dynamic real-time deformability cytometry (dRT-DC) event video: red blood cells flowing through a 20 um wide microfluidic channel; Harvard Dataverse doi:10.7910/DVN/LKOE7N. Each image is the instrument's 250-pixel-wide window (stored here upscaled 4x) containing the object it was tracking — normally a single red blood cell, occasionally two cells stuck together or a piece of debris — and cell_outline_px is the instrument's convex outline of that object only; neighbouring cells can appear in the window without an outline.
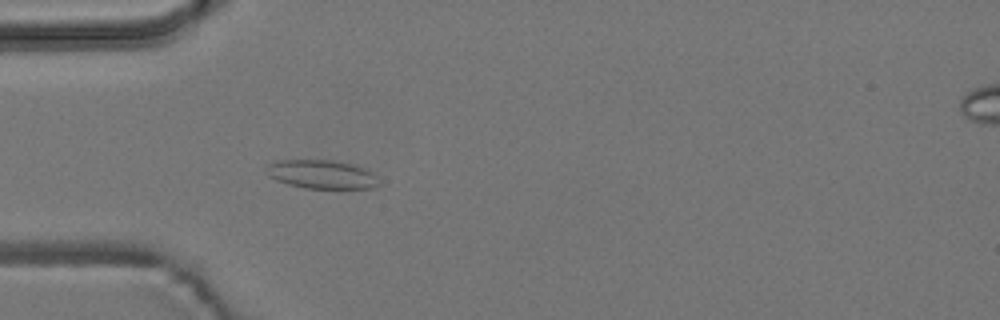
{"species": "common noctule bat (a hibernating species)", "species_latin": "Nyctalus noctula", "temperature_condition": "room temperature", "stored_images_in_passage": 6, "camera_frame_rate_fps": 3000, "um_per_image_px": 0.085, "animal": {"sex": "male", "body_mass_g": 19.2, "forearm_length_mm": 51.8}, "frame": {"image": 1, "passage_image": 5, "time_ms": 5.333, "image_size_px": [1000, 320], "cell_outline_px": [[380, 184], [372, 188], [304, 188], [288, 184], [276, 180], [268, 176], [264, 172], [264, 168], [268, 164], [276, 160], [332, 160], [352, 164], [364, 168], [372, 172], [376, 176]], "centroid_in_image_um": [27.29, 14.81], "position_along_channel_um": 57.7, "area_um2": 18.96}}